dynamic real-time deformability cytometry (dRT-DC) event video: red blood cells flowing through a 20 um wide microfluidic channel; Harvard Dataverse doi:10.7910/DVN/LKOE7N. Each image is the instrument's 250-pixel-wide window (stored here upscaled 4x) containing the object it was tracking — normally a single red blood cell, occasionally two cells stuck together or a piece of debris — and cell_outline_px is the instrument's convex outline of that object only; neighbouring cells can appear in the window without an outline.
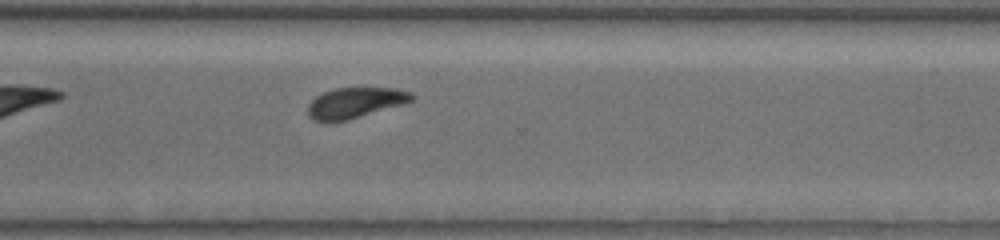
{"species": "common noctule bat (a hibernating species)", "species_latin": "Nyctalus noctula", "temperature_condition": "warm", "stored_images_in_passage": 30, "camera_frame_rate_fps": 3000, "um_per_image_px": 0.085, "animal": {"sex": "female", "body_mass_g": 19.5, "forearm_length_mm": 54.1}, "frame": {"image": 1, "passage_image": 22, "time_ms": 7.0, "image_size_px": [1000, 240], "cell_outline_px": [[412, 100], [400, 104], [348, 120], [316, 120], [308, 116], [308, 104], [316, 96], [324, 92], [336, 88], [396, 88], [412, 92]], "centroid_in_image_um": [30.16, 8.71], "position_along_channel_um": 340.4, "area_um2": 17.92}}